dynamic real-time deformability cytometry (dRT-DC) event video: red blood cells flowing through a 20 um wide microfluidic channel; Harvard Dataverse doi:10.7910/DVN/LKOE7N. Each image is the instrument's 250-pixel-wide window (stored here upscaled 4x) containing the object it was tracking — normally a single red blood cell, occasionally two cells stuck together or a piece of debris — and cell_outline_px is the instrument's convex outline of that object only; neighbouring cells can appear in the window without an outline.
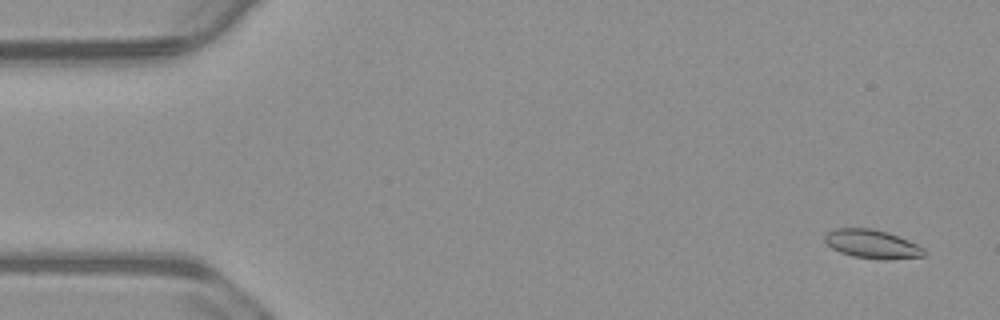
{"species": "common noctule bat (a hibernating species)", "species_latin": "Nyctalus noctula", "temperature_condition": "warm", "stored_images_in_passage": 56, "camera_frame_rate_fps": 3000, "um_per_image_px": 0.085, "animal": {"sex": "male", "body_mass_g": 23.1, "forearm_length_mm": 52.7}, "frame": {"image": 1, "passage_image": 3, "time_ms": 0.667, "image_size_px": [1000, 320], "cell_outline_px": [[928, 252], [924, 256], [884, 260], [880, 260], [852, 256], [840, 252], [832, 248], [824, 240], [824, 236], [832, 228], [872, 228], [888, 232], [908, 240], [924, 248]], "centroid_in_image_um": [74.14, 20.74], "position_along_channel_um": 10.9, "area_um2": 16.76}}
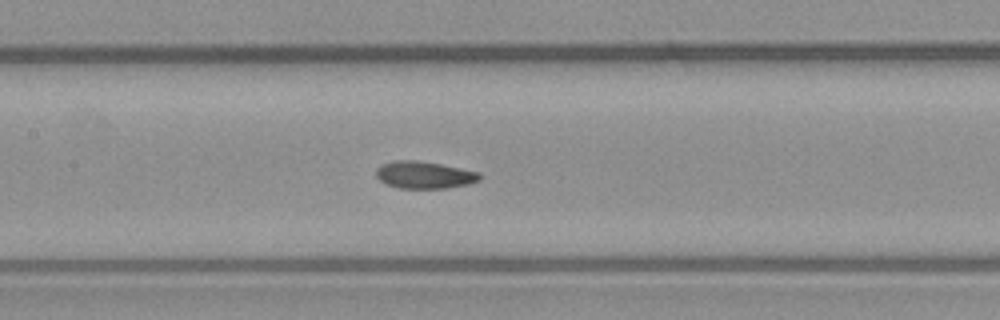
{"frame": {"image": 2, "passage_image": 26, "time_ms": 8.333, "image_size_px": [1000, 320], "cell_outline_px": [[480, 180], [468, 184], [444, 188], [400, 188], [384, 184], [376, 176], [376, 168], [380, 164], [392, 160], [416, 160], [440, 164], [480, 172]], "centroid_in_image_um": [36.02, 14.86], "position_along_channel_um": 171.4, "area_um2": 16.47}}
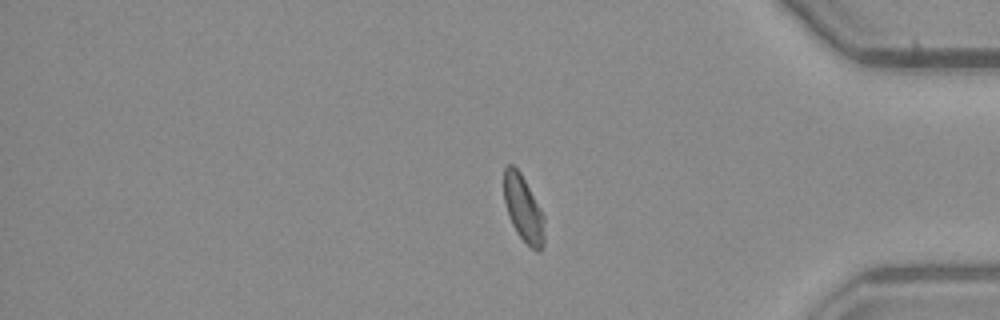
{"frame": {"image": 3, "passage_image": 46, "time_ms": 15.0, "image_size_px": [1000, 320], "cell_outline_px": [[544, 244], [540, 252], [536, 252], [516, 232], [508, 216], [504, 204], [504, 168], [508, 164], [512, 164], [520, 172], [540, 208], [544, 216]], "centroid_in_image_um": [44.48, 17.76], "position_along_channel_um": 390.7, "area_um2": 15.61}, "authors_computed_cell_mechanics": {"area_um2": 16.5019, "velocity_mm_per_s": 3.7043, "shape_relaxation_time_tau1_ms": 3.6477, "shape_relaxation_time_tau2_ms": 1.9993, "deformation_change_tau1": 0.1069, "deformation_change_tau2": 0.0567}}